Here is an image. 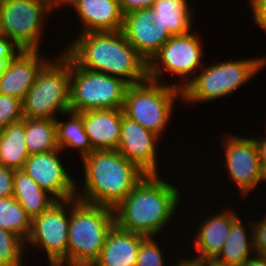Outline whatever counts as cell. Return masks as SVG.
Returning a JSON list of instances; mask_svg holds the SVG:
<instances>
[{
  "instance_id": "cell-37",
  "label": "cell",
  "mask_w": 266,
  "mask_h": 266,
  "mask_svg": "<svg viewBox=\"0 0 266 266\" xmlns=\"http://www.w3.org/2000/svg\"><path fill=\"white\" fill-rule=\"evenodd\" d=\"M256 256L249 257L241 266H266V255L255 253Z\"/></svg>"
},
{
  "instance_id": "cell-22",
  "label": "cell",
  "mask_w": 266,
  "mask_h": 266,
  "mask_svg": "<svg viewBox=\"0 0 266 266\" xmlns=\"http://www.w3.org/2000/svg\"><path fill=\"white\" fill-rule=\"evenodd\" d=\"M29 156L22 120L0 130V165L12 170H22Z\"/></svg>"
},
{
  "instance_id": "cell-5",
  "label": "cell",
  "mask_w": 266,
  "mask_h": 266,
  "mask_svg": "<svg viewBox=\"0 0 266 266\" xmlns=\"http://www.w3.org/2000/svg\"><path fill=\"white\" fill-rule=\"evenodd\" d=\"M60 56L42 68L26 93L22 101L23 117L55 119L57 112L64 115L71 110L70 57L65 52Z\"/></svg>"
},
{
  "instance_id": "cell-6",
  "label": "cell",
  "mask_w": 266,
  "mask_h": 266,
  "mask_svg": "<svg viewBox=\"0 0 266 266\" xmlns=\"http://www.w3.org/2000/svg\"><path fill=\"white\" fill-rule=\"evenodd\" d=\"M265 64L266 58L259 57L205 66L201 73L192 77V80L188 79L184 85L178 86L182 90L181 98L186 99V102L198 103L230 95Z\"/></svg>"
},
{
  "instance_id": "cell-3",
  "label": "cell",
  "mask_w": 266,
  "mask_h": 266,
  "mask_svg": "<svg viewBox=\"0 0 266 266\" xmlns=\"http://www.w3.org/2000/svg\"><path fill=\"white\" fill-rule=\"evenodd\" d=\"M82 160L85 186L76 198L90 204L115 208L147 175L117 150H96Z\"/></svg>"
},
{
  "instance_id": "cell-16",
  "label": "cell",
  "mask_w": 266,
  "mask_h": 266,
  "mask_svg": "<svg viewBox=\"0 0 266 266\" xmlns=\"http://www.w3.org/2000/svg\"><path fill=\"white\" fill-rule=\"evenodd\" d=\"M38 52L22 49L8 62L4 74L0 77V94L23 101L39 72L48 63L40 58Z\"/></svg>"
},
{
  "instance_id": "cell-17",
  "label": "cell",
  "mask_w": 266,
  "mask_h": 266,
  "mask_svg": "<svg viewBox=\"0 0 266 266\" xmlns=\"http://www.w3.org/2000/svg\"><path fill=\"white\" fill-rule=\"evenodd\" d=\"M80 114L94 151L117 149L124 114L122 109L90 110Z\"/></svg>"
},
{
  "instance_id": "cell-21",
  "label": "cell",
  "mask_w": 266,
  "mask_h": 266,
  "mask_svg": "<svg viewBox=\"0 0 266 266\" xmlns=\"http://www.w3.org/2000/svg\"><path fill=\"white\" fill-rule=\"evenodd\" d=\"M48 194L23 169L15 170L13 197L31 219L41 215L57 201L51 195L47 196Z\"/></svg>"
},
{
  "instance_id": "cell-7",
  "label": "cell",
  "mask_w": 266,
  "mask_h": 266,
  "mask_svg": "<svg viewBox=\"0 0 266 266\" xmlns=\"http://www.w3.org/2000/svg\"><path fill=\"white\" fill-rule=\"evenodd\" d=\"M162 85L149 78L129 85L122 108L126 117L158 136L171 117L175 98L182 97V90L177 85Z\"/></svg>"
},
{
  "instance_id": "cell-20",
  "label": "cell",
  "mask_w": 266,
  "mask_h": 266,
  "mask_svg": "<svg viewBox=\"0 0 266 266\" xmlns=\"http://www.w3.org/2000/svg\"><path fill=\"white\" fill-rule=\"evenodd\" d=\"M238 218L234 211L224 210L213 215L202 226L194 241V248L199 250L197 259L216 258L221 252L231 230L232 223Z\"/></svg>"
},
{
  "instance_id": "cell-40",
  "label": "cell",
  "mask_w": 266,
  "mask_h": 266,
  "mask_svg": "<svg viewBox=\"0 0 266 266\" xmlns=\"http://www.w3.org/2000/svg\"><path fill=\"white\" fill-rule=\"evenodd\" d=\"M74 0H59L56 5L59 6V5H62V3L65 2V4H71Z\"/></svg>"
},
{
  "instance_id": "cell-30",
  "label": "cell",
  "mask_w": 266,
  "mask_h": 266,
  "mask_svg": "<svg viewBox=\"0 0 266 266\" xmlns=\"http://www.w3.org/2000/svg\"><path fill=\"white\" fill-rule=\"evenodd\" d=\"M153 236H147L141 241L136 266H164L161 249Z\"/></svg>"
},
{
  "instance_id": "cell-36",
  "label": "cell",
  "mask_w": 266,
  "mask_h": 266,
  "mask_svg": "<svg viewBox=\"0 0 266 266\" xmlns=\"http://www.w3.org/2000/svg\"><path fill=\"white\" fill-rule=\"evenodd\" d=\"M254 141L257 148L258 156L260 158L261 166L264 169L266 167V138H261V140L254 139Z\"/></svg>"
},
{
  "instance_id": "cell-27",
  "label": "cell",
  "mask_w": 266,
  "mask_h": 266,
  "mask_svg": "<svg viewBox=\"0 0 266 266\" xmlns=\"http://www.w3.org/2000/svg\"><path fill=\"white\" fill-rule=\"evenodd\" d=\"M31 223V217L13 196L0 198L1 229L15 233L26 242L30 234Z\"/></svg>"
},
{
  "instance_id": "cell-9",
  "label": "cell",
  "mask_w": 266,
  "mask_h": 266,
  "mask_svg": "<svg viewBox=\"0 0 266 266\" xmlns=\"http://www.w3.org/2000/svg\"><path fill=\"white\" fill-rule=\"evenodd\" d=\"M52 8V0H5L0 5V35L23 50H39L42 17Z\"/></svg>"
},
{
  "instance_id": "cell-8",
  "label": "cell",
  "mask_w": 266,
  "mask_h": 266,
  "mask_svg": "<svg viewBox=\"0 0 266 266\" xmlns=\"http://www.w3.org/2000/svg\"><path fill=\"white\" fill-rule=\"evenodd\" d=\"M128 87L122 78L84 69L70 58L71 111L122 109Z\"/></svg>"
},
{
  "instance_id": "cell-14",
  "label": "cell",
  "mask_w": 266,
  "mask_h": 266,
  "mask_svg": "<svg viewBox=\"0 0 266 266\" xmlns=\"http://www.w3.org/2000/svg\"><path fill=\"white\" fill-rule=\"evenodd\" d=\"M60 148L39 154H32L25 162L23 170L56 200L76 198L78 186L66 173L59 159Z\"/></svg>"
},
{
  "instance_id": "cell-12",
  "label": "cell",
  "mask_w": 266,
  "mask_h": 266,
  "mask_svg": "<svg viewBox=\"0 0 266 266\" xmlns=\"http://www.w3.org/2000/svg\"><path fill=\"white\" fill-rule=\"evenodd\" d=\"M122 32L136 51L149 62L173 36L153 8L124 15Z\"/></svg>"
},
{
  "instance_id": "cell-39",
  "label": "cell",
  "mask_w": 266,
  "mask_h": 266,
  "mask_svg": "<svg viewBox=\"0 0 266 266\" xmlns=\"http://www.w3.org/2000/svg\"><path fill=\"white\" fill-rule=\"evenodd\" d=\"M203 266H227L225 263L217 260L216 258L200 259Z\"/></svg>"
},
{
  "instance_id": "cell-25",
  "label": "cell",
  "mask_w": 266,
  "mask_h": 266,
  "mask_svg": "<svg viewBox=\"0 0 266 266\" xmlns=\"http://www.w3.org/2000/svg\"><path fill=\"white\" fill-rule=\"evenodd\" d=\"M69 122H56V134L58 147L63 150L65 147H74L80 151L81 157L90 155L94 150L90 144L88 135L84 130L82 115L79 112L69 111Z\"/></svg>"
},
{
  "instance_id": "cell-24",
  "label": "cell",
  "mask_w": 266,
  "mask_h": 266,
  "mask_svg": "<svg viewBox=\"0 0 266 266\" xmlns=\"http://www.w3.org/2000/svg\"><path fill=\"white\" fill-rule=\"evenodd\" d=\"M151 8L173 36L190 33L193 11L186 0H155Z\"/></svg>"
},
{
  "instance_id": "cell-35",
  "label": "cell",
  "mask_w": 266,
  "mask_h": 266,
  "mask_svg": "<svg viewBox=\"0 0 266 266\" xmlns=\"http://www.w3.org/2000/svg\"><path fill=\"white\" fill-rule=\"evenodd\" d=\"M254 21L266 31V0H250Z\"/></svg>"
},
{
  "instance_id": "cell-4",
  "label": "cell",
  "mask_w": 266,
  "mask_h": 266,
  "mask_svg": "<svg viewBox=\"0 0 266 266\" xmlns=\"http://www.w3.org/2000/svg\"><path fill=\"white\" fill-rule=\"evenodd\" d=\"M67 266H91L99 257L106 237L115 225L107 206L71 199Z\"/></svg>"
},
{
  "instance_id": "cell-34",
  "label": "cell",
  "mask_w": 266,
  "mask_h": 266,
  "mask_svg": "<svg viewBox=\"0 0 266 266\" xmlns=\"http://www.w3.org/2000/svg\"><path fill=\"white\" fill-rule=\"evenodd\" d=\"M122 13L128 14L132 11L151 8L155 0H117Z\"/></svg>"
},
{
  "instance_id": "cell-13",
  "label": "cell",
  "mask_w": 266,
  "mask_h": 266,
  "mask_svg": "<svg viewBox=\"0 0 266 266\" xmlns=\"http://www.w3.org/2000/svg\"><path fill=\"white\" fill-rule=\"evenodd\" d=\"M224 146L230 179L236 182L241 194L252 192L263 181V168L254 139L228 136Z\"/></svg>"
},
{
  "instance_id": "cell-19",
  "label": "cell",
  "mask_w": 266,
  "mask_h": 266,
  "mask_svg": "<svg viewBox=\"0 0 266 266\" xmlns=\"http://www.w3.org/2000/svg\"><path fill=\"white\" fill-rule=\"evenodd\" d=\"M71 5L83 21V32L122 30L124 14L117 0H74Z\"/></svg>"
},
{
  "instance_id": "cell-18",
  "label": "cell",
  "mask_w": 266,
  "mask_h": 266,
  "mask_svg": "<svg viewBox=\"0 0 266 266\" xmlns=\"http://www.w3.org/2000/svg\"><path fill=\"white\" fill-rule=\"evenodd\" d=\"M145 237L114 225L106 237L99 257L91 266H136L139 247Z\"/></svg>"
},
{
  "instance_id": "cell-31",
  "label": "cell",
  "mask_w": 266,
  "mask_h": 266,
  "mask_svg": "<svg viewBox=\"0 0 266 266\" xmlns=\"http://www.w3.org/2000/svg\"><path fill=\"white\" fill-rule=\"evenodd\" d=\"M16 50V51H15ZM22 50L14 41L0 35V77L4 74L8 62Z\"/></svg>"
},
{
  "instance_id": "cell-11",
  "label": "cell",
  "mask_w": 266,
  "mask_h": 266,
  "mask_svg": "<svg viewBox=\"0 0 266 266\" xmlns=\"http://www.w3.org/2000/svg\"><path fill=\"white\" fill-rule=\"evenodd\" d=\"M201 50L197 35L188 33L172 36L148 62V78L159 82L162 69L180 77H188L201 66Z\"/></svg>"
},
{
  "instance_id": "cell-23",
  "label": "cell",
  "mask_w": 266,
  "mask_h": 266,
  "mask_svg": "<svg viewBox=\"0 0 266 266\" xmlns=\"http://www.w3.org/2000/svg\"><path fill=\"white\" fill-rule=\"evenodd\" d=\"M25 144L30 155L59 149L55 119L25 118Z\"/></svg>"
},
{
  "instance_id": "cell-26",
  "label": "cell",
  "mask_w": 266,
  "mask_h": 266,
  "mask_svg": "<svg viewBox=\"0 0 266 266\" xmlns=\"http://www.w3.org/2000/svg\"><path fill=\"white\" fill-rule=\"evenodd\" d=\"M242 222L237 218L231 225L230 233L227 237L221 252L216 257L217 260L227 266H241L249 258V252H254L253 236L247 238Z\"/></svg>"
},
{
  "instance_id": "cell-28",
  "label": "cell",
  "mask_w": 266,
  "mask_h": 266,
  "mask_svg": "<svg viewBox=\"0 0 266 266\" xmlns=\"http://www.w3.org/2000/svg\"><path fill=\"white\" fill-rule=\"evenodd\" d=\"M24 243L15 233L0 228V266H22Z\"/></svg>"
},
{
  "instance_id": "cell-38",
  "label": "cell",
  "mask_w": 266,
  "mask_h": 266,
  "mask_svg": "<svg viewBox=\"0 0 266 266\" xmlns=\"http://www.w3.org/2000/svg\"><path fill=\"white\" fill-rule=\"evenodd\" d=\"M177 266H203L200 259L193 258V259H181Z\"/></svg>"
},
{
  "instance_id": "cell-32",
  "label": "cell",
  "mask_w": 266,
  "mask_h": 266,
  "mask_svg": "<svg viewBox=\"0 0 266 266\" xmlns=\"http://www.w3.org/2000/svg\"><path fill=\"white\" fill-rule=\"evenodd\" d=\"M262 220V221H261ZM251 225L255 253L266 255V218Z\"/></svg>"
},
{
  "instance_id": "cell-41",
  "label": "cell",
  "mask_w": 266,
  "mask_h": 266,
  "mask_svg": "<svg viewBox=\"0 0 266 266\" xmlns=\"http://www.w3.org/2000/svg\"><path fill=\"white\" fill-rule=\"evenodd\" d=\"M263 180H266V167L263 169Z\"/></svg>"
},
{
  "instance_id": "cell-29",
  "label": "cell",
  "mask_w": 266,
  "mask_h": 266,
  "mask_svg": "<svg viewBox=\"0 0 266 266\" xmlns=\"http://www.w3.org/2000/svg\"><path fill=\"white\" fill-rule=\"evenodd\" d=\"M21 120H23L22 101L0 94V130Z\"/></svg>"
},
{
  "instance_id": "cell-15",
  "label": "cell",
  "mask_w": 266,
  "mask_h": 266,
  "mask_svg": "<svg viewBox=\"0 0 266 266\" xmlns=\"http://www.w3.org/2000/svg\"><path fill=\"white\" fill-rule=\"evenodd\" d=\"M159 137L123 114L116 150L147 174H158L155 145Z\"/></svg>"
},
{
  "instance_id": "cell-2",
  "label": "cell",
  "mask_w": 266,
  "mask_h": 266,
  "mask_svg": "<svg viewBox=\"0 0 266 266\" xmlns=\"http://www.w3.org/2000/svg\"><path fill=\"white\" fill-rule=\"evenodd\" d=\"M179 190L158 174H147L115 208V225L144 236L156 235L176 211Z\"/></svg>"
},
{
  "instance_id": "cell-10",
  "label": "cell",
  "mask_w": 266,
  "mask_h": 266,
  "mask_svg": "<svg viewBox=\"0 0 266 266\" xmlns=\"http://www.w3.org/2000/svg\"><path fill=\"white\" fill-rule=\"evenodd\" d=\"M63 205L71 206V199L57 200L41 215L35 216L26 240V244L44 247L49 266L67 265L70 216L65 213L67 209Z\"/></svg>"
},
{
  "instance_id": "cell-42",
  "label": "cell",
  "mask_w": 266,
  "mask_h": 266,
  "mask_svg": "<svg viewBox=\"0 0 266 266\" xmlns=\"http://www.w3.org/2000/svg\"><path fill=\"white\" fill-rule=\"evenodd\" d=\"M55 4L59 1V0H52Z\"/></svg>"
},
{
  "instance_id": "cell-1",
  "label": "cell",
  "mask_w": 266,
  "mask_h": 266,
  "mask_svg": "<svg viewBox=\"0 0 266 266\" xmlns=\"http://www.w3.org/2000/svg\"><path fill=\"white\" fill-rule=\"evenodd\" d=\"M80 35L65 50L78 66L117 78L121 76L129 85L148 78V62L128 42L122 30L81 32Z\"/></svg>"
},
{
  "instance_id": "cell-33",
  "label": "cell",
  "mask_w": 266,
  "mask_h": 266,
  "mask_svg": "<svg viewBox=\"0 0 266 266\" xmlns=\"http://www.w3.org/2000/svg\"><path fill=\"white\" fill-rule=\"evenodd\" d=\"M14 172L15 170L0 165V198L13 196Z\"/></svg>"
}]
</instances>
